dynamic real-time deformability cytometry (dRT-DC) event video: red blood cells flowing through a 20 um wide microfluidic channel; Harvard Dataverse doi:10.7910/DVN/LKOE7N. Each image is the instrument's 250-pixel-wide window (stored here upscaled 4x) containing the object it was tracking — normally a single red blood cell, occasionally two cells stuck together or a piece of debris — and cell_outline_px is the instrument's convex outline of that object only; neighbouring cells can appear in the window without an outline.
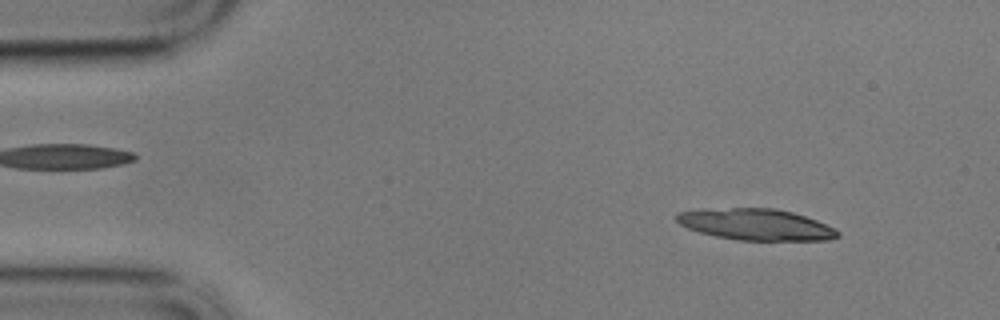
{"species": "common noctule bat (a hibernating species)", "species_latin": "Nyctalus noctula", "temperature_condition": "cold", "stored_images_in_passage": 34, "camera_frame_rate_fps": 3000, "um_per_image_px": 0.085, "animal": {"sex": "male", "body_mass_g": 17.9}, "frame": {"image": 1, "passage_image": 5, "time_ms": 1.333, "image_size_px": [1000, 320], "cell_outline_px": [[840, 236], [828, 240], [736, 240], [716, 236], [700, 232], [688, 228], [680, 224], [676, 220], [676, 212], [700, 208], [776, 208], [792, 212], [816, 220], [836, 228], [840, 232]], "centroid_in_image_um": [64.23, 19.07], "position_along_channel_um": 20.8, "area_um2": 29.65}}